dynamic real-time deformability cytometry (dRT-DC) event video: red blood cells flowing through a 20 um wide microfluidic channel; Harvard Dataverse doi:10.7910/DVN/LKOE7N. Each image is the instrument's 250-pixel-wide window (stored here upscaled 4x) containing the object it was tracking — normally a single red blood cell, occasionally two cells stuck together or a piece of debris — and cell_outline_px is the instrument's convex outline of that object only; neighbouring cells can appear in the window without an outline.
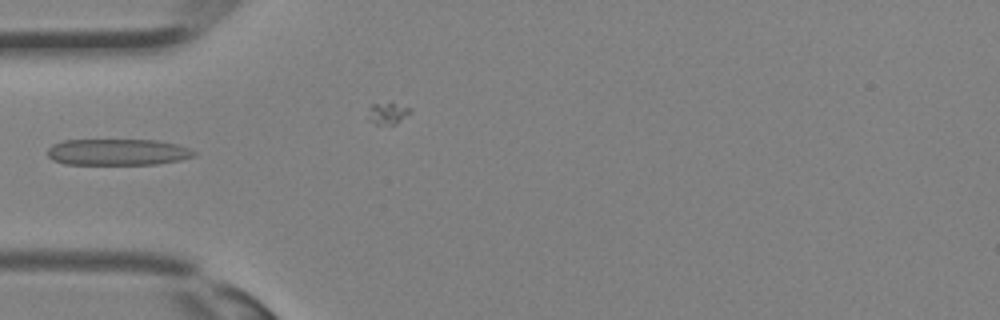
{"species": "Egyptian fruit bat (a non-hibernating species)", "species_latin": "Rousettus aegyptiacus", "temperature_condition": "room temperature", "stored_images_in_passage": 28, "camera_frame_rate_fps": 3000, "um_per_image_px": 0.085, "animal": {"sex": "female"}, "frame": {"image": 1, "passage_image": 12, "time_ms": 3.667, "image_size_px": [1000, 320], "cell_outline_px": [[196, 156], [180, 160], [156, 164], [64, 164], [52, 160], [48, 156], [48, 148], [52, 144], [64, 140], [156, 140], [176, 144], [188, 148], [196, 152]], "centroid_in_image_um": [9.99, 12.93], "position_along_channel_um": 75.0, "area_um2": 22.54}}
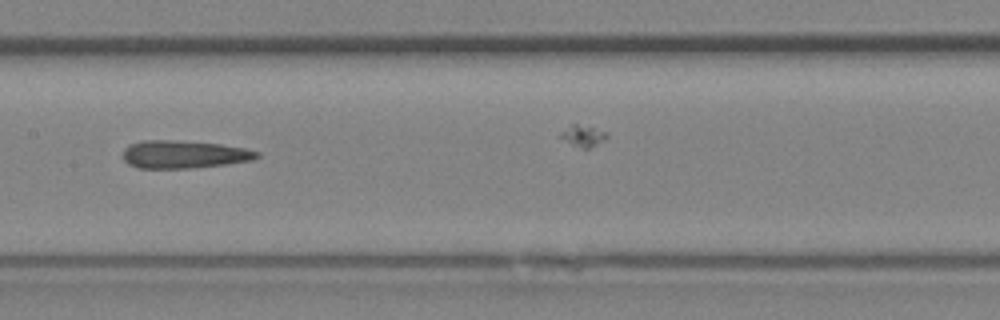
{"frame": {"image": 2, "passage_image": 18, "time_ms": 5.667, "image_size_px": [1000, 320], "cell_outline_px": [[260, 156], [252, 160], [224, 164], [192, 168], [136, 168], [128, 164], [124, 160], [124, 148], [128, 144], [144, 140], [172, 140], [220, 144], [244, 148], [260, 152]], "centroid_in_image_um": [15.6, 13.12], "position_along_channel_um": 191.8, "area_um2": 21.68}}
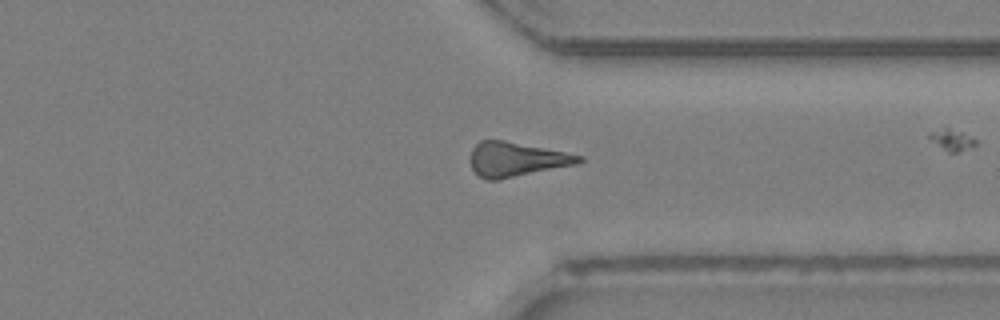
{"frame": {"image": 3, "passage_image": 27, "time_ms": 8.667, "image_size_px": [1000, 320], "cell_outline_px": [[584, 160], [576, 164], [500, 180], [488, 180], [480, 176], [472, 168], [468, 160], [468, 156], [472, 148], [480, 140], [504, 140], [584, 156]], "centroid_in_image_um": [43.84, 13.55], "position_along_channel_um": 367.6, "area_um2": 21.85}}